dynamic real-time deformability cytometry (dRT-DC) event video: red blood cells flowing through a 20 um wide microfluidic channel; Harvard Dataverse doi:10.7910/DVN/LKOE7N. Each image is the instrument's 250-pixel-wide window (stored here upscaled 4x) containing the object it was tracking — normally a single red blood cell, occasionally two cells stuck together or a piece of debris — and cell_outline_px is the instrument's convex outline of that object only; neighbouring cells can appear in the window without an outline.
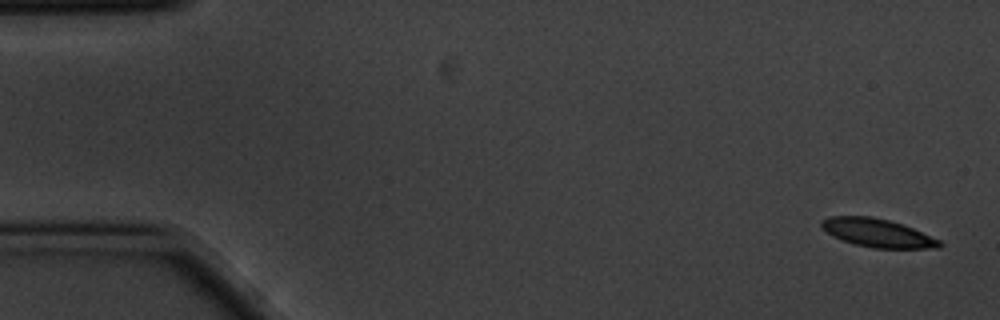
{"species": "common noctule bat (a hibernating species)", "species_latin": "Nyctalus noctula", "temperature_condition": "cold", "stored_images_in_passage": 11, "camera_frame_rate_fps": 3000, "um_per_image_px": 0.085, "animal": {"sex": "male", "body_mass_g": 20.1, "forearm_length_mm": 53.5}, "frame": {"image": 1, "passage_image": 1, "time_ms": 0.0, "image_size_px": [1000, 320], "cell_outline_px": [[944, 244], [940, 248], [872, 248], [856, 244], [844, 240], [820, 228], [820, 220], [828, 216], [872, 216], [904, 224], [940, 240]], "centroid_in_image_um": [74.6, 19.79], "position_along_channel_um": 10.4, "area_um2": 19.48}}
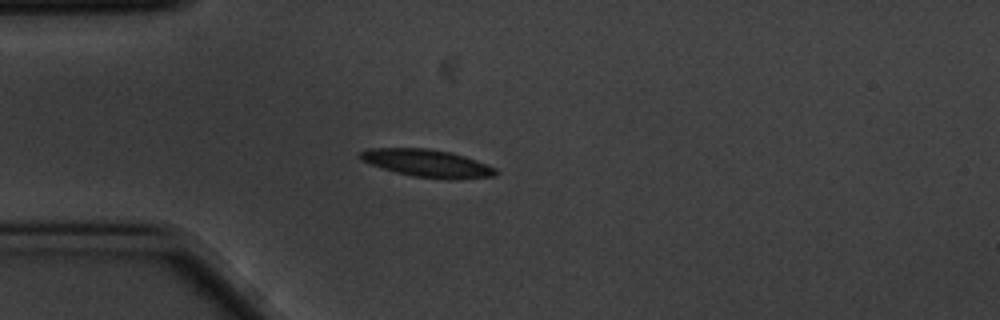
{"frame": {"image": 2, "passage_image": 4, "time_ms": 1.0, "image_size_px": [1000, 320], "cell_outline_px": [[496, 176], [452, 180], [448, 180], [412, 176], [396, 172], [360, 160], [360, 152], [368, 148], [428, 148], [448, 152], [464, 156], [476, 160], [496, 168]], "centroid_in_image_um": [36.33, 13.88], "position_along_channel_um": 48.7, "area_um2": 21.68}}
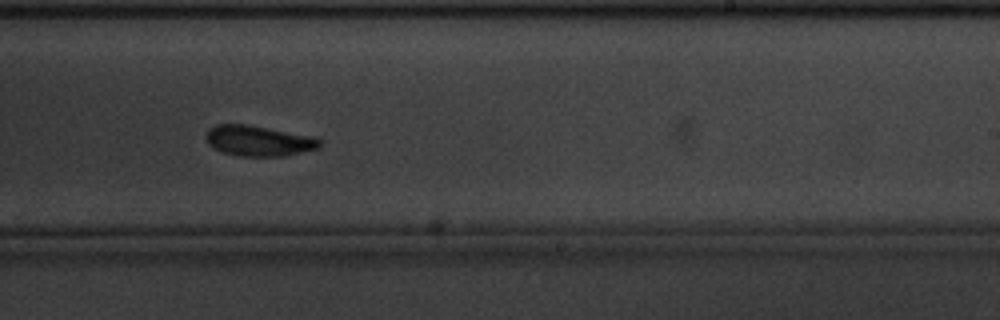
{"frame": {"image": 3, "passage_image": 10, "time_ms": 3.0, "image_size_px": [1000, 320], "cell_outline_px": [[324, 140], [320, 148], [284, 156], [236, 156], [224, 152], [208, 144], [204, 136], [208, 128], [216, 124], [248, 124], [316, 136]], "centroid_in_image_um": [22.03, 11.95], "position_along_channel_um": 267.0, "area_um2": 20.69}}